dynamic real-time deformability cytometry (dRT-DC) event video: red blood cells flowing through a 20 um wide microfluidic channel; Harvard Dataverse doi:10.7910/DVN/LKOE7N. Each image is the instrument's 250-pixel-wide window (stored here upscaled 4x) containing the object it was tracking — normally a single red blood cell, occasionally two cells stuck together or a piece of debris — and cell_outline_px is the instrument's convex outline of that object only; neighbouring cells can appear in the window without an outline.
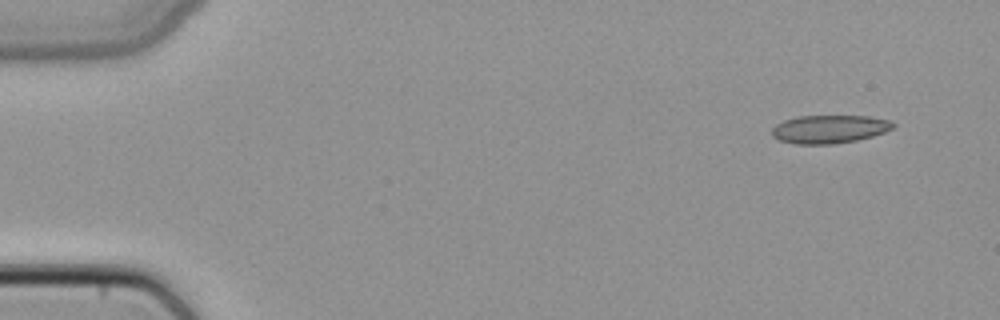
{"species": "common noctule bat (a hibernating species)", "species_latin": "Nyctalus noctula", "temperature_condition": "cold", "stored_images_in_passage": 4, "camera_frame_rate_fps": 3000, "um_per_image_px": 0.085, "animal": {"sex": "female", "body_mass_g": 22.7, "forearm_length_mm": 54.2}, "frame": {"image": 1, "passage_image": 1, "time_ms": 0.0, "image_size_px": [1000, 320], "cell_outline_px": [[896, 124], [892, 128], [884, 132], [872, 136], [856, 140], [832, 144], [796, 144], [780, 140], [772, 136], [772, 128], [776, 124], [784, 120], [796, 116], [868, 116], [888, 120]], "centroid_in_image_um": [70.47, 10.97], "position_along_channel_um": 14.5, "area_um2": 19.83}}
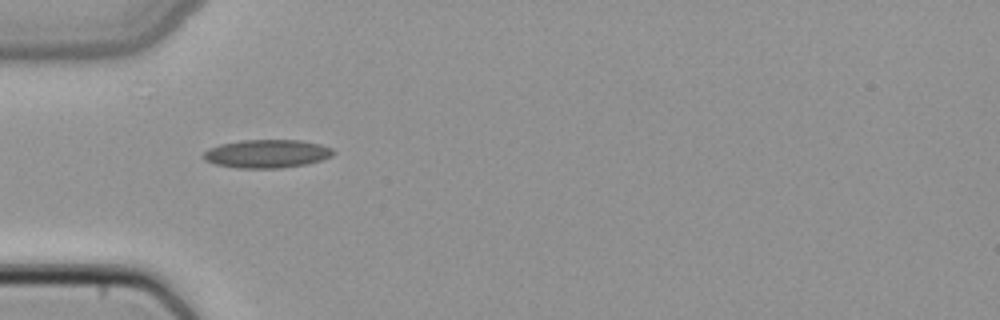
{"frame": {"image": 2, "passage_image": 4, "time_ms": 1.0, "image_size_px": [1000, 320], "cell_outline_px": [[336, 152], [332, 156], [308, 164], [280, 168], [236, 168], [216, 164], [204, 160], [204, 152], [208, 148], [220, 144], [240, 140], [300, 140], [320, 144], [332, 148]], "centroid_in_image_um": [22.7, 13.06], "position_along_channel_um": 62.3, "area_um2": 21.5}}